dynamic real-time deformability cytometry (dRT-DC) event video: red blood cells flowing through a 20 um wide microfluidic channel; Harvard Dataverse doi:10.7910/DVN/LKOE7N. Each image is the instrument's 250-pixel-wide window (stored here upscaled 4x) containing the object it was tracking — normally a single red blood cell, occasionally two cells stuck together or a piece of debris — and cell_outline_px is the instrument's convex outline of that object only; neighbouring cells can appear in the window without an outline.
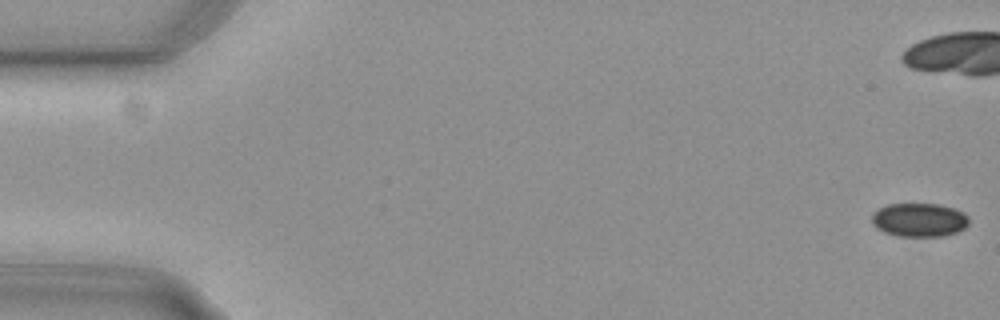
{"species": "common noctule bat (a hibernating species)", "species_latin": "Nyctalus noctula", "temperature_condition": "cold", "stored_images_in_passage": 59, "camera_frame_rate_fps": 3000, "um_per_image_px": 0.085, "animal": {"sex": "female", "body_mass_g": 29.2, "forearm_length_mm": 56.3}, "frame": {"image": 1, "passage_image": 1, "time_ms": 0.0, "image_size_px": [1000, 320], "cell_outline_px": [[968, 224], [964, 228], [956, 232], [944, 236], [896, 236], [884, 232], [876, 228], [872, 220], [872, 212], [888, 204], [936, 204], [952, 208], [964, 212], [968, 216]], "centroid_in_image_um": [78.12, 18.69], "position_along_channel_um": 6.9, "area_um2": 19.02}}